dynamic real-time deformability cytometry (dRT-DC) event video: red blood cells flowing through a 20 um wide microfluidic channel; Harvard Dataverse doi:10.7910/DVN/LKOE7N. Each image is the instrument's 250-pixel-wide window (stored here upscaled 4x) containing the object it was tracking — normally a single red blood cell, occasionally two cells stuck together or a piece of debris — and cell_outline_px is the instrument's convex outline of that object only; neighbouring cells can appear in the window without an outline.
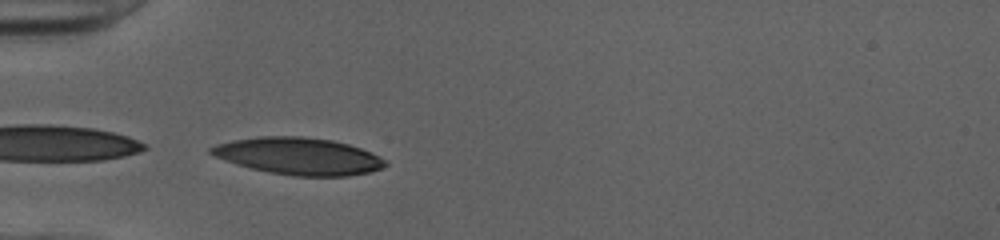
{"species": "human", "species_latin": "Homo sapiens", "temperature_condition": "cold", "stored_images_in_passage": 32, "camera_frame_rate_fps": 3000, "um_per_image_px": 0.085, "donor": {"sex": "female"}, "frame": {"image": 1, "passage_image": 1, "time_ms": 0.0, "image_size_px": [1000, 240], "cell_outline_px": [[388, 164], [380, 168], [368, 172], [348, 176], [292, 176], [268, 172], [236, 164], [224, 160], [208, 152], [208, 148], [216, 144], [232, 140], [256, 136], [300, 136], [332, 140], [348, 144], [360, 148], [380, 156], [388, 160]], "centroid_in_image_um": [25.37, 13.26], "position_along_channel_um": 59.6, "area_um2": 37.69}}
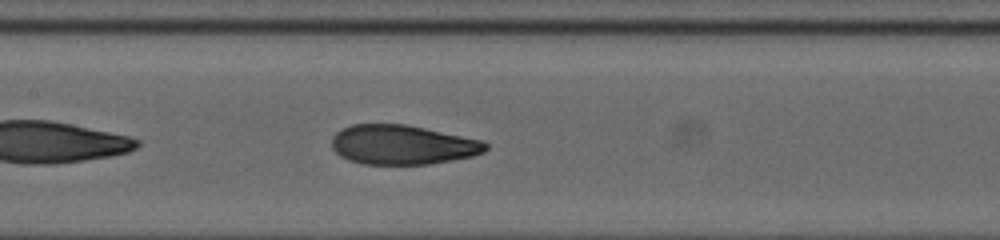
{"frame": {"image": 2, "passage_image": 10, "time_ms": 3.0, "image_size_px": [1000, 240], "cell_outline_px": [[488, 148], [484, 152], [472, 156], [432, 164], [360, 164], [348, 160], [340, 156], [332, 148], [332, 136], [340, 128], [352, 124], [404, 124], [484, 140], [488, 144]], "centroid_in_image_um": [34.2, 12.3], "position_along_channel_um": 173.2, "area_um2": 35.66}}
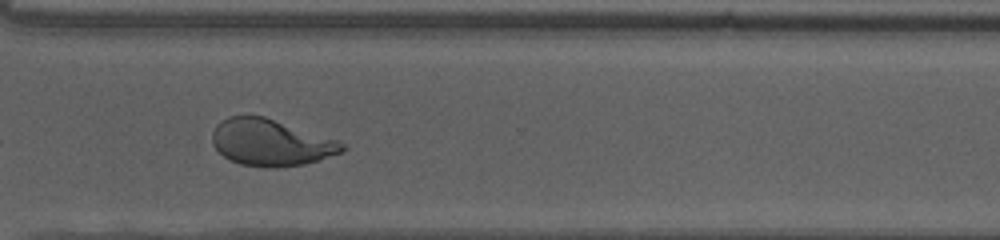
{"frame": {"image": 3, "passage_image": 23, "time_ms": 7.333, "image_size_px": [1000, 240], "cell_outline_px": [[348, 148], [344, 152], [320, 160], [304, 164], [276, 168], [264, 168], [240, 164], [228, 160], [212, 144], [212, 132], [216, 124], [228, 116], [264, 116], [336, 140], [344, 144]], "centroid_in_image_um": [23.01, 12.14], "position_along_channel_um": 347.6, "area_um2": 35.37}, "authors_computed_cell_mechanics": {"area_um2": 36.1539, "velocity_mm_per_s": 4.0216, "shape_relaxation_time_tau1_ms": 5.8672, "shape_relaxation_time_tau2_ms": 1.2312, "deformation_change_tau1": 0.2332, "deformation_change_tau2": 0.0776}}